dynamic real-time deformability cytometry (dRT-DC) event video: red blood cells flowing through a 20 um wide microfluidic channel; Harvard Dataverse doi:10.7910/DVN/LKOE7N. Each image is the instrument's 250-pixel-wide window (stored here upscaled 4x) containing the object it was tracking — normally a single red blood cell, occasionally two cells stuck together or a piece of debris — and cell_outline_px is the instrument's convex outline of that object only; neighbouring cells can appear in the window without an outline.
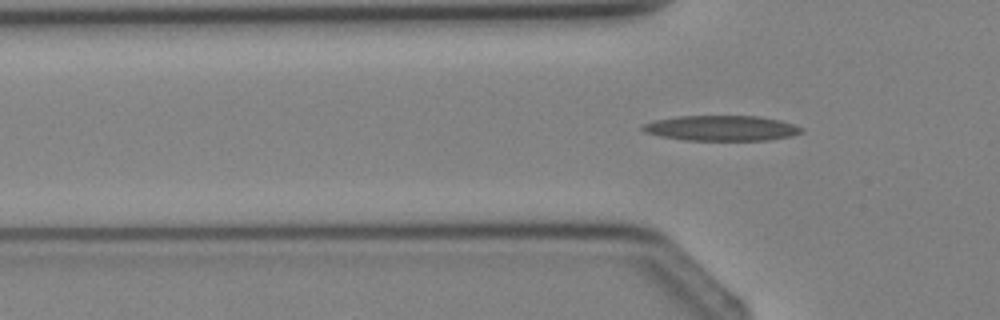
{"species": "Egyptian fruit bat (a non-hibernating species)", "species_latin": "Rousettus aegyptiacus", "temperature_condition": "cold", "stored_images_in_passage": 6, "camera_frame_rate_fps": 3000, "um_per_image_px": 0.085, "animal": {"sex": "female"}, "frame": {"image": 1, "passage_image": 5, "time_ms": 5.667, "image_size_px": [1000, 320], "cell_outline_px": [[804, 132], [792, 136], [768, 140], [684, 140], [660, 136], [644, 132], [640, 128], [644, 124], [652, 120], [680, 116], [760, 116], [780, 120], [804, 128]], "centroid_in_image_um": [61.33, 10.89], "position_along_channel_um": 64.5, "area_um2": 23.52}}
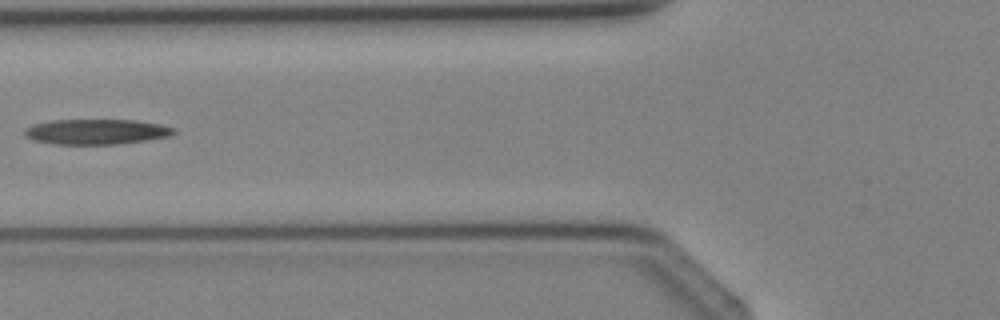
{"frame": {"image": 2, "passage_image": 6, "time_ms": 6.667, "image_size_px": [1000, 320], "cell_outline_px": [[176, 132], [168, 136], [148, 140], [120, 144], [52, 144], [32, 140], [24, 136], [24, 128], [32, 124], [52, 120], [136, 120], [160, 124], [176, 128]], "centroid_in_image_um": [8.16, 11.2], "position_along_channel_um": 117.6, "area_um2": 22.2}}